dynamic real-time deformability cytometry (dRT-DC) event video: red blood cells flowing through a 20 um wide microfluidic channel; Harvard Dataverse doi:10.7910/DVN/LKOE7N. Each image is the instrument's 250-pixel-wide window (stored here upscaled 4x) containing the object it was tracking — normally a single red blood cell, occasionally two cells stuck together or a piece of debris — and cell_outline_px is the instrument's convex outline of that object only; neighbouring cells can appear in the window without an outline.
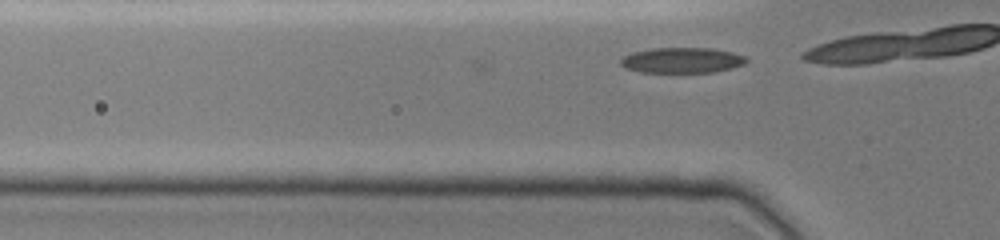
{"species": "common noctule bat (a hibernating species)", "species_latin": "Nyctalus noctula", "temperature_condition": "cold", "stored_images_in_passage": 4, "camera_frame_rate_fps": 3000, "um_per_image_px": 0.085, "animal": {"sex": "female", "body_mass_g": 19.0, "forearm_length_mm": 51.5}, "frame": {"image": 1, "passage_image": 4, "time_ms": 1.0, "image_size_px": [1000, 240], "cell_outline_px": [[748, 60], [744, 64], [732, 68], [716, 72], [640, 72], [628, 68], [620, 64], [620, 60], [624, 56], [632, 52], [652, 48], [712, 48], [732, 52], [748, 56]], "centroid_in_image_um": [58.02, 5.12], "position_along_channel_um": 67.8, "area_um2": 18.73}}